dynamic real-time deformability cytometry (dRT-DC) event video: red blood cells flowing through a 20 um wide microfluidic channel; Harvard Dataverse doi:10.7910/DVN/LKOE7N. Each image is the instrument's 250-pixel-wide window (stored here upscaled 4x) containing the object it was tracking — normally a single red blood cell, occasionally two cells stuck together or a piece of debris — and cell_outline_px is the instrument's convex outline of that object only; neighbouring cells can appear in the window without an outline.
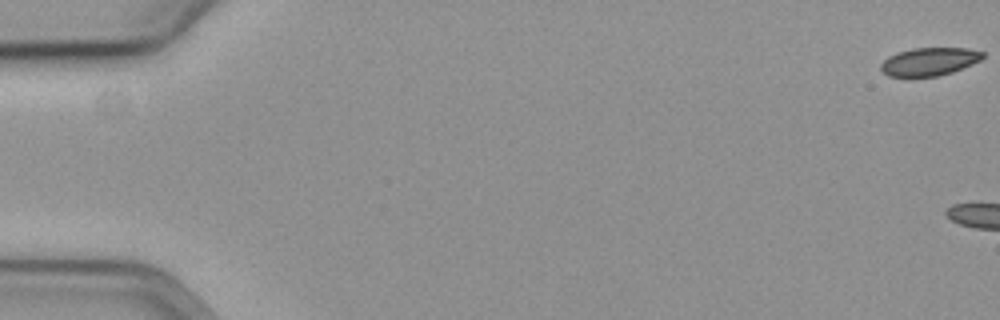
{"species": "common noctule bat (a hibernating species)", "species_latin": "Nyctalus noctula", "temperature_condition": "cold", "stored_images_in_passage": 5, "camera_frame_rate_fps": 3000, "um_per_image_px": 0.085, "animal": {"sex": "female", "body_mass_g": 19.3, "forearm_length_mm": 54.1}, "frame": {"image": 1, "passage_image": 1, "time_ms": 0.0, "image_size_px": [1000, 320], "cell_outline_px": [[984, 56], [980, 60], [972, 64], [952, 72], [936, 76], [888, 76], [880, 68], [880, 64], [888, 56], [896, 52], [912, 48], [968, 48], [984, 52]], "centroid_in_image_um": [78.98, 5.22], "position_along_channel_um": 6.0, "area_um2": 16.59}}